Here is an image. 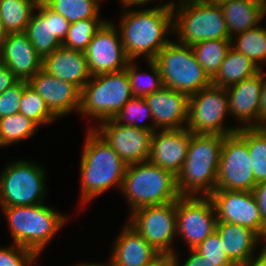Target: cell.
<instances>
[{
  "instance_id": "cell-1",
  "label": "cell",
  "mask_w": 266,
  "mask_h": 266,
  "mask_svg": "<svg viewBox=\"0 0 266 266\" xmlns=\"http://www.w3.org/2000/svg\"><path fill=\"white\" fill-rule=\"evenodd\" d=\"M174 4L171 1L149 9L123 11L119 34L130 60H136L141 55H144L146 60H153L170 42L166 36L173 31L171 24Z\"/></svg>"
},
{
  "instance_id": "cell-2",
  "label": "cell",
  "mask_w": 266,
  "mask_h": 266,
  "mask_svg": "<svg viewBox=\"0 0 266 266\" xmlns=\"http://www.w3.org/2000/svg\"><path fill=\"white\" fill-rule=\"evenodd\" d=\"M224 137V135L191 132L187 157L176 176L177 188L181 196L198 197L200 194L209 196L216 190Z\"/></svg>"
},
{
  "instance_id": "cell-3",
  "label": "cell",
  "mask_w": 266,
  "mask_h": 266,
  "mask_svg": "<svg viewBox=\"0 0 266 266\" xmlns=\"http://www.w3.org/2000/svg\"><path fill=\"white\" fill-rule=\"evenodd\" d=\"M88 132L80 164L83 203L112 186L121 189L127 169V164L93 128Z\"/></svg>"
},
{
  "instance_id": "cell-4",
  "label": "cell",
  "mask_w": 266,
  "mask_h": 266,
  "mask_svg": "<svg viewBox=\"0 0 266 266\" xmlns=\"http://www.w3.org/2000/svg\"><path fill=\"white\" fill-rule=\"evenodd\" d=\"M121 191L131 213L142 207L175 202L181 197L177 177L149 160L127 166Z\"/></svg>"
},
{
  "instance_id": "cell-5",
  "label": "cell",
  "mask_w": 266,
  "mask_h": 266,
  "mask_svg": "<svg viewBox=\"0 0 266 266\" xmlns=\"http://www.w3.org/2000/svg\"><path fill=\"white\" fill-rule=\"evenodd\" d=\"M178 6H172V28L178 34L179 44L193 46L205 40H231L222 7L216 2L197 0Z\"/></svg>"
},
{
  "instance_id": "cell-6",
  "label": "cell",
  "mask_w": 266,
  "mask_h": 266,
  "mask_svg": "<svg viewBox=\"0 0 266 266\" xmlns=\"http://www.w3.org/2000/svg\"><path fill=\"white\" fill-rule=\"evenodd\" d=\"M2 208L14 244L32 249L38 255L68 219L43 203Z\"/></svg>"
},
{
  "instance_id": "cell-7",
  "label": "cell",
  "mask_w": 266,
  "mask_h": 266,
  "mask_svg": "<svg viewBox=\"0 0 266 266\" xmlns=\"http://www.w3.org/2000/svg\"><path fill=\"white\" fill-rule=\"evenodd\" d=\"M91 79L81 90L79 112L82 115L100 122L112 119L133 97L126 70L95 75Z\"/></svg>"
},
{
  "instance_id": "cell-8",
  "label": "cell",
  "mask_w": 266,
  "mask_h": 266,
  "mask_svg": "<svg viewBox=\"0 0 266 266\" xmlns=\"http://www.w3.org/2000/svg\"><path fill=\"white\" fill-rule=\"evenodd\" d=\"M153 61L161 72L163 86L189 97L212 84L191 46L170 41Z\"/></svg>"
},
{
  "instance_id": "cell-9",
  "label": "cell",
  "mask_w": 266,
  "mask_h": 266,
  "mask_svg": "<svg viewBox=\"0 0 266 266\" xmlns=\"http://www.w3.org/2000/svg\"><path fill=\"white\" fill-rule=\"evenodd\" d=\"M45 178V171L38 164L23 160L11 162L0 176L1 207L44 203Z\"/></svg>"
},
{
  "instance_id": "cell-10",
  "label": "cell",
  "mask_w": 266,
  "mask_h": 266,
  "mask_svg": "<svg viewBox=\"0 0 266 266\" xmlns=\"http://www.w3.org/2000/svg\"><path fill=\"white\" fill-rule=\"evenodd\" d=\"M228 113L226 89L211 84L189 97L188 121L185 127L195 134L231 135L239 127L225 128L222 122Z\"/></svg>"
},
{
  "instance_id": "cell-11",
  "label": "cell",
  "mask_w": 266,
  "mask_h": 266,
  "mask_svg": "<svg viewBox=\"0 0 266 266\" xmlns=\"http://www.w3.org/2000/svg\"><path fill=\"white\" fill-rule=\"evenodd\" d=\"M256 184L247 143L237 133L225 136L216 190L253 191Z\"/></svg>"
},
{
  "instance_id": "cell-12",
  "label": "cell",
  "mask_w": 266,
  "mask_h": 266,
  "mask_svg": "<svg viewBox=\"0 0 266 266\" xmlns=\"http://www.w3.org/2000/svg\"><path fill=\"white\" fill-rule=\"evenodd\" d=\"M177 201L139 208L128 223L159 253H174L171 242L177 234Z\"/></svg>"
},
{
  "instance_id": "cell-13",
  "label": "cell",
  "mask_w": 266,
  "mask_h": 266,
  "mask_svg": "<svg viewBox=\"0 0 266 266\" xmlns=\"http://www.w3.org/2000/svg\"><path fill=\"white\" fill-rule=\"evenodd\" d=\"M176 213L177 234L183 236L189 249H194L216 231L218 219L208 196H181Z\"/></svg>"
},
{
  "instance_id": "cell-14",
  "label": "cell",
  "mask_w": 266,
  "mask_h": 266,
  "mask_svg": "<svg viewBox=\"0 0 266 266\" xmlns=\"http://www.w3.org/2000/svg\"><path fill=\"white\" fill-rule=\"evenodd\" d=\"M215 207L218 222L251 229L262 240L266 238L260 209L252 191L214 190L208 196Z\"/></svg>"
},
{
  "instance_id": "cell-15",
  "label": "cell",
  "mask_w": 266,
  "mask_h": 266,
  "mask_svg": "<svg viewBox=\"0 0 266 266\" xmlns=\"http://www.w3.org/2000/svg\"><path fill=\"white\" fill-rule=\"evenodd\" d=\"M94 129L128 165L148 161L153 132L120 125L113 118Z\"/></svg>"
},
{
  "instance_id": "cell-16",
  "label": "cell",
  "mask_w": 266,
  "mask_h": 266,
  "mask_svg": "<svg viewBox=\"0 0 266 266\" xmlns=\"http://www.w3.org/2000/svg\"><path fill=\"white\" fill-rule=\"evenodd\" d=\"M113 24L107 21L84 51L91 76L125 70L130 61Z\"/></svg>"
},
{
  "instance_id": "cell-17",
  "label": "cell",
  "mask_w": 266,
  "mask_h": 266,
  "mask_svg": "<svg viewBox=\"0 0 266 266\" xmlns=\"http://www.w3.org/2000/svg\"><path fill=\"white\" fill-rule=\"evenodd\" d=\"M36 9L38 12L33 11L25 33L36 52L44 58L62 46L70 23L42 0L38 1Z\"/></svg>"
},
{
  "instance_id": "cell-18",
  "label": "cell",
  "mask_w": 266,
  "mask_h": 266,
  "mask_svg": "<svg viewBox=\"0 0 266 266\" xmlns=\"http://www.w3.org/2000/svg\"><path fill=\"white\" fill-rule=\"evenodd\" d=\"M191 139L187 128L153 132L148 160L175 176L181 171Z\"/></svg>"
},
{
  "instance_id": "cell-19",
  "label": "cell",
  "mask_w": 266,
  "mask_h": 266,
  "mask_svg": "<svg viewBox=\"0 0 266 266\" xmlns=\"http://www.w3.org/2000/svg\"><path fill=\"white\" fill-rule=\"evenodd\" d=\"M28 84L43 98L57 118L74 110L79 113L81 90L76 85L53 77L42 69Z\"/></svg>"
},
{
  "instance_id": "cell-20",
  "label": "cell",
  "mask_w": 266,
  "mask_h": 266,
  "mask_svg": "<svg viewBox=\"0 0 266 266\" xmlns=\"http://www.w3.org/2000/svg\"><path fill=\"white\" fill-rule=\"evenodd\" d=\"M0 63L19 80L29 81L42 69L43 58L25 32L8 33L0 47Z\"/></svg>"
},
{
  "instance_id": "cell-21",
  "label": "cell",
  "mask_w": 266,
  "mask_h": 266,
  "mask_svg": "<svg viewBox=\"0 0 266 266\" xmlns=\"http://www.w3.org/2000/svg\"><path fill=\"white\" fill-rule=\"evenodd\" d=\"M151 109L154 128L159 130L181 129L187 125L189 96L185 93L162 87L144 97ZM183 123H186L183 125Z\"/></svg>"
},
{
  "instance_id": "cell-22",
  "label": "cell",
  "mask_w": 266,
  "mask_h": 266,
  "mask_svg": "<svg viewBox=\"0 0 266 266\" xmlns=\"http://www.w3.org/2000/svg\"><path fill=\"white\" fill-rule=\"evenodd\" d=\"M263 85L262 70L254 76L226 89L229 103V114L241 120V127H259V108L261 88ZM253 120V121H252ZM251 122V123H250ZM250 123V124H248Z\"/></svg>"
},
{
  "instance_id": "cell-23",
  "label": "cell",
  "mask_w": 266,
  "mask_h": 266,
  "mask_svg": "<svg viewBox=\"0 0 266 266\" xmlns=\"http://www.w3.org/2000/svg\"><path fill=\"white\" fill-rule=\"evenodd\" d=\"M42 70L53 77L76 85L80 90L92 77L85 53L63 46L43 58Z\"/></svg>"
},
{
  "instance_id": "cell-24",
  "label": "cell",
  "mask_w": 266,
  "mask_h": 266,
  "mask_svg": "<svg viewBox=\"0 0 266 266\" xmlns=\"http://www.w3.org/2000/svg\"><path fill=\"white\" fill-rule=\"evenodd\" d=\"M158 253L127 223L114 243L110 260L112 266H144Z\"/></svg>"
},
{
  "instance_id": "cell-25",
  "label": "cell",
  "mask_w": 266,
  "mask_h": 266,
  "mask_svg": "<svg viewBox=\"0 0 266 266\" xmlns=\"http://www.w3.org/2000/svg\"><path fill=\"white\" fill-rule=\"evenodd\" d=\"M216 232L229 259L236 266H245L254 257V248L261 239L251 229L227 222H217Z\"/></svg>"
},
{
  "instance_id": "cell-26",
  "label": "cell",
  "mask_w": 266,
  "mask_h": 266,
  "mask_svg": "<svg viewBox=\"0 0 266 266\" xmlns=\"http://www.w3.org/2000/svg\"><path fill=\"white\" fill-rule=\"evenodd\" d=\"M230 39L246 30L258 27L265 16L266 2L227 1L220 4Z\"/></svg>"
},
{
  "instance_id": "cell-27",
  "label": "cell",
  "mask_w": 266,
  "mask_h": 266,
  "mask_svg": "<svg viewBox=\"0 0 266 266\" xmlns=\"http://www.w3.org/2000/svg\"><path fill=\"white\" fill-rule=\"evenodd\" d=\"M260 71L261 68L254 64L250 58L231 47L219 72L212 79V85L227 89Z\"/></svg>"
},
{
  "instance_id": "cell-28",
  "label": "cell",
  "mask_w": 266,
  "mask_h": 266,
  "mask_svg": "<svg viewBox=\"0 0 266 266\" xmlns=\"http://www.w3.org/2000/svg\"><path fill=\"white\" fill-rule=\"evenodd\" d=\"M236 133L247 143L255 181H266V127H241Z\"/></svg>"
},
{
  "instance_id": "cell-29",
  "label": "cell",
  "mask_w": 266,
  "mask_h": 266,
  "mask_svg": "<svg viewBox=\"0 0 266 266\" xmlns=\"http://www.w3.org/2000/svg\"><path fill=\"white\" fill-rule=\"evenodd\" d=\"M196 60L212 80L219 72L221 64L231 48V40H205L191 46Z\"/></svg>"
},
{
  "instance_id": "cell-30",
  "label": "cell",
  "mask_w": 266,
  "mask_h": 266,
  "mask_svg": "<svg viewBox=\"0 0 266 266\" xmlns=\"http://www.w3.org/2000/svg\"><path fill=\"white\" fill-rule=\"evenodd\" d=\"M39 0H0V19L7 33L25 32Z\"/></svg>"
},
{
  "instance_id": "cell-31",
  "label": "cell",
  "mask_w": 266,
  "mask_h": 266,
  "mask_svg": "<svg viewBox=\"0 0 266 266\" xmlns=\"http://www.w3.org/2000/svg\"><path fill=\"white\" fill-rule=\"evenodd\" d=\"M236 36L231 39V47L246 55L260 68L258 64L266 60V28L260 25Z\"/></svg>"
},
{
  "instance_id": "cell-32",
  "label": "cell",
  "mask_w": 266,
  "mask_h": 266,
  "mask_svg": "<svg viewBox=\"0 0 266 266\" xmlns=\"http://www.w3.org/2000/svg\"><path fill=\"white\" fill-rule=\"evenodd\" d=\"M50 9L62 15L69 23L99 18V0H42Z\"/></svg>"
},
{
  "instance_id": "cell-33",
  "label": "cell",
  "mask_w": 266,
  "mask_h": 266,
  "mask_svg": "<svg viewBox=\"0 0 266 266\" xmlns=\"http://www.w3.org/2000/svg\"><path fill=\"white\" fill-rule=\"evenodd\" d=\"M38 127L21 113L0 118V147L30 138Z\"/></svg>"
},
{
  "instance_id": "cell-34",
  "label": "cell",
  "mask_w": 266,
  "mask_h": 266,
  "mask_svg": "<svg viewBox=\"0 0 266 266\" xmlns=\"http://www.w3.org/2000/svg\"><path fill=\"white\" fill-rule=\"evenodd\" d=\"M107 22L100 18H89L70 23L62 46L68 49L85 51L94 35Z\"/></svg>"
},
{
  "instance_id": "cell-35",
  "label": "cell",
  "mask_w": 266,
  "mask_h": 266,
  "mask_svg": "<svg viewBox=\"0 0 266 266\" xmlns=\"http://www.w3.org/2000/svg\"><path fill=\"white\" fill-rule=\"evenodd\" d=\"M133 62L134 60H130L125 70L130 79L131 92L134 97H145L163 87L161 72L153 60H147L152 75H147L144 72L143 74L138 73Z\"/></svg>"
},
{
  "instance_id": "cell-36",
  "label": "cell",
  "mask_w": 266,
  "mask_h": 266,
  "mask_svg": "<svg viewBox=\"0 0 266 266\" xmlns=\"http://www.w3.org/2000/svg\"><path fill=\"white\" fill-rule=\"evenodd\" d=\"M19 113L34 121L38 126L49 124L57 117L49 110L43 98L24 81Z\"/></svg>"
},
{
  "instance_id": "cell-37",
  "label": "cell",
  "mask_w": 266,
  "mask_h": 266,
  "mask_svg": "<svg viewBox=\"0 0 266 266\" xmlns=\"http://www.w3.org/2000/svg\"><path fill=\"white\" fill-rule=\"evenodd\" d=\"M153 120L152 112L144 97H132L113 118L120 125H129L146 131L155 132L154 125L140 124L146 117ZM125 120V121H124ZM127 121V122H126Z\"/></svg>"
},
{
  "instance_id": "cell-38",
  "label": "cell",
  "mask_w": 266,
  "mask_h": 266,
  "mask_svg": "<svg viewBox=\"0 0 266 266\" xmlns=\"http://www.w3.org/2000/svg\"><path fill=\"white\" fill-rule=\"evenodd\" d=\"M205 259L217 266H236L228 257L218 233L215 231L194 248Z\"/></svg>"
},
{
  "instance_id": "cell-39",
  "label": "cell",
  "mask_w": 266,
  "mask_h": 266,
  "mask_svg": "<svg viewBox=\"0 0 266 266\" xmlns=\"http://www.w3.org/2000/svg\"><path fill=\"white\" fill-rule=\"evenodd\" d=\"M39 257L32 249L13 244L11 247H0V266H28Z\"/></svg>"
},
{
  "instance_id": "cell-40",
  "label": "cell",
  "mask_w": 266,
  "mask_h": 266,
  "mask_svg": "<svg viewBox=\"0 0 266 266\" xmlns=\"http://www.w3.org/2000/svg\"><path fill=\"white\" fill-rule=\"evenodd\" d=\"M24 90V80L0 94V118L19 113L20 101Z\"/></svg>"
},
{
  "instance_id": "cell-41",
  "label": "cell",
  "mask_w": 266,
  "mask_h": 266,
  "mask_svg": "<svg viewBox=\"0 0 266 266\" xmlns=\"http://www.w3.org/2000/svg\"><path fill=\"white\" fill-rule=\"evenodd\" d=\"M252 192L256 197L263 225L266 228V181L257 183Z\"/></svg>"
},
{
  "instance_id": "cell-42",
  "label": "cell",
  "mask_w": 266,
  "mask_h": 266,
  "mask_svg": "<svg viewBox=\"0 0 266 266\" xmlns=\"http://www.w3.org/2000/svg\"><path fill=\"white\" fill-rule=\"evenodd\" d=\"M19 79L10 71V69L0 63V94L15 85Z\"/></svg>"
},
{
  "instance_id": "cell-43",
  "label": "cell",
  "mask_w": 266,
  "mask_h": 266,
  "mask_svg": "<svg viewBox=\"0 0 266 266\" xmlns=\"http://www.w3.org/2000/svg\"><path fill=\"white\" fill-rule=\"evenodd\" d=\"M190 255L188 257V259H186V261L184 262L183 265L181 266H217V264H213L210 261H208L207 259H205L199 252H197L195 249H189ZM175 256H176V261H177V266H180L178 263V256L176 255V253L174 252Z\"/></svg>"
},
{
  "instance_id": "cell-44",
  "label": "cell",
  "mask_w": 266,
  "mask_h": 266,
  "mask_svg": "<svg viewBox=\"0 0 266 266\" xmlns=\"http://www.w3.org/2000/svg\"><path fill=\"white\" fill-rule=\"evenodd\" d=\"M144 266H177L176 256L174 253H158Z\"/></svg>"
},
{
  "instance_id": "cell-45",
  "label": "cell",
  "mask_w": 266,
  "mask_h": 266,
  "mask_svg": "<svg viewBox=\"0 0 266 266\" xmlns=\"http://www.w3.org/2000/svg\"><path fill=\"white\" fill-rule=\"evenodd\" d=\"M259 127H266V77L264 74L259 108Z\"/></svg>"
},
{
  "instance_id": "cell-46",
  "label": "cell",
  "mask_w": 266,
  "mask_h": 266,
  "mask_svg": "<svg viewBox=\"0 0 266 266\" xmlns=\"http://www.w3.org/2000/svg\"><path fill=\"white\" fill-rule=\"evenodd\" d=\"M245 266H266V244L258 257H252Z\"/></svg>"
},
{
  "instance_id": "cell-47",
  "label": "cell",
  "mask_w": 266,
  "mask_h": 266,
  "mask_svg": "<svg viewBox=\"0 0 266 266\" xmlns=\"http://www.w3.org/2000/svg\"><path fill=\"white\" fill-rule=\"evenodd\" d=\"M124 6V8L126 9L127 7L130 8V6L132 7L133 5H141V4H145L146 2L148 3L151 0H120Z\"/></svg>"
},
{
  "instance_id": "cell-48",
  "label": "cell",
  "mask_w": 266,
  "mask_h": 266,
  "mask_svg": "<svg viewBox=\"0 0 266 266\" xmlns=\"http://www.w3.org/2000/svg\"><path fill=\"white\" fill-rule=\"evenodd\" d=\"M7 35H8V33L4 27L2 20L0 19V47H1L4 39L7 37Z\"/></svg>"
},
{
  "instance_id": "cell-49",
  "label": "cell",
  "mask_w": 266,
  "mask_h": 266,
  "mask_svg": "<svg viewBox=\"0 0 266 266\" xmlns=\"http://www.w3.org/2000/svg\"><path fill=\"white\" fill-rule=\"evenodd\" d=\"M214 2H216L217 4H222L225 3L227 1H236V0H212ZM239 1H248V2H266V0H239Z\"/></svg>"
},
{
  "instance_id": "cell-50",
  "label": "cell",
  "mask_w": 266,
  "mask_h": 266,
  "mask_svg": "<svg viewBox=\"0 0 266 266\" xmlns=\"http://www.w3.org/2000/svg\"><path fill=\"white\" fill-rule=\"evenodd\" d=\"M75 266H112V263H111V260H110V263L104 265V264H96V263H82V264H77Z\"/></svg>"
},
{
  "instance_id": "cell-51",
  "label": "cell",
  "mask_w": 266,
  "mask_h": 266,
  "mask_svg": "<svg viewBox=\"0 0 266 266\" xmlns=\"http://www.w3.org/2000/svg\"><path fill=\"white\" fill-rule=\"evenodd\" d=\"M189 1H197V0H182V1L180 0V4L185 3V2H189Z\"/></svg>"
}]
</instances>
